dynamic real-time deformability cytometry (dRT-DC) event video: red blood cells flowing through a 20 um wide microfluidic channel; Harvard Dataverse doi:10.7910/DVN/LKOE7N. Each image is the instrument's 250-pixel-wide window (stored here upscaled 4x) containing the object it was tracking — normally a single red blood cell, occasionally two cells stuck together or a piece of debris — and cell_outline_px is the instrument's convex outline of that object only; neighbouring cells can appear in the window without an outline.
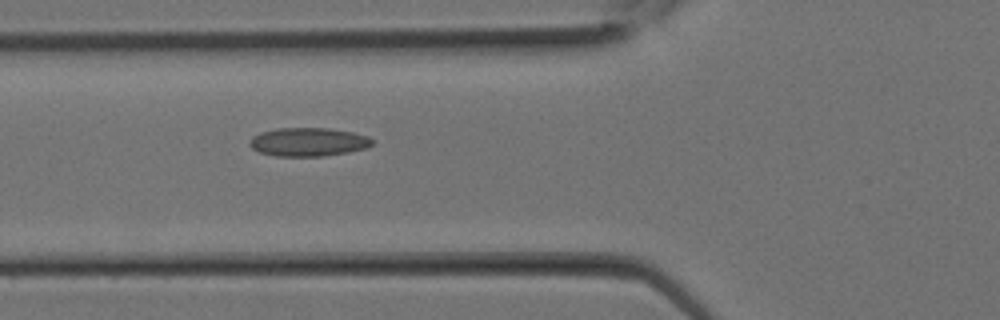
{"species": "Egyptian fruit bat (a non-hibernating species)", "species_latin": "Rousettus aegyptiacus", "temperature_condition": "room temperature", "stored_images_in_passage": 9, "camera_frame_rate_fps": 3000, "um_per_image_px": 0.085, "animal": {"sex": "female"}, "frame": {"image": 1, "passage_image": 9, "time_ms": 2.667, "image_size_px": [1000, 320], "cell_outline_px": [[376, 140], [368, 148], [348, 152], [324, 156], [276, 156], [260, 152], [252, 148], [248, 144], [252, 136], [260, 132], [276, 128], [328, 128], [352, 132], [368, 136]], "centroid_in_image_um": [26.22, 12.06], "position_along_channel_um": 99.6, "area_um2": 20.58}}